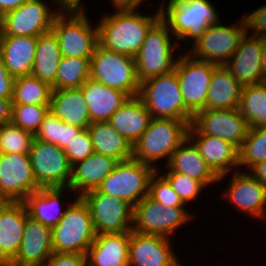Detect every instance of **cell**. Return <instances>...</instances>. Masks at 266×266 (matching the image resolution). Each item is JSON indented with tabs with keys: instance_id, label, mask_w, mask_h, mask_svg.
I'll return each instance as SVG.
<instances>
[{
	"instance_id": "cell-1",
	"label": "cell",
	"mask_w": 266,
	"mask_h": 266,
	"mask_svg": "<svg viewBox=\"0 0 266 266\" xmlns=\"http://www.w3.org/2000/svg\"><path fill=\"white\" fill-rule=\"evenodd\" d=\"M136 11H114L99 20L98 44L105 49L135 57L150 28L161 18L160 7L152 15Z\"/></svg>"
},
{
	"instance_id": "cell-2",
	"label": "cell",
	"mask_w": 266,
	"mask_h": 266,
	"mask_svg": "<svg viewBox=\"0 0 266 266\" xmlns=\"http://www.w3.org/2000/svg\"><path fill=\"white\" fill-rule=\"evenodd\" d=\"M192 120L151 118L148 128L132 146V159L158 170L157 162H169L172 154L188 137ZM157 166V167H156Z\"/></svg>"
},
{
	"instance_id": "cell-3",
	"label": "cell",
	"mask_w": 266,
	"mask_h": 266,
	"mask_svg": "<svg viewBox=\"0 0 266 266\" xmlns=\"http://www.w3.org/2000/svg\"><path fill=\"white\" fill-rule=\"evenodd\" d=\"M209 0H168L159 4L161 18L175 39L195 42L210 25L222 21L215 5Z\"/></svg>"
},
{
	"instance_id": "cell-4",
	"label": "cell",
	"mask_w": 266,
	"mask_h": 266,
	"mask_svg": "<svg viewBox=\"0 0 266 266\" xmlns=\"http://www.w3.org/2000/svg\"><path fill=\"white\" fill-rule=\"evenodd\" d=\"M176 47H178L177 39H174L169 26L160 18L150 28L135 56L139 83L172 72L178 58L174 55Z\"/></svg>"
},
{
	"instance_id": "cell-5",
	"label": "cell",
	"mask_w": 266,
	"mask_h": 266,
	"mask_svg": "<svg viewBox=\"0 0 266 266\" xmlns=\"http://www.w3.org/2000/svg\"><path fill=\"white\" fill-rule=\"evenodd\" d=\"M68 203L65 214L51 229L53 252L86 255L96 237L89 208L77 196Z\"/></svg>"
},
{
	"instance_id": "cell-6",
	"label": "cell",
	"mask_w": 266,
	"mask_h": 266,
	"mask_svg": "<svg viewBox=\"0 0 266 266\" xmlns=\"http://www.w3.org/2000/svg\"><path fill=\"white\" fill-rule=\"evenodd\" d=\"M138 97L152 118L192 120L180 90L178 76L173 70L140 83Z\"/></svg>"
},
{
	"instance_id": "cell-7",
	"label": "cell",
	"mask_w": 266,
	"mask_h": 266,
	"mask_svg": "<svg viewBox=\"0 0 266 266\" xmlns=\"http://www.w3.org/2000/svg\"><path fill=\"white\" fill-rule=\"evenodd\" d=\"M90 62V78L108 87L122 90L130 97L138 96L140 83L135 57L105 49L97 44Z\"/></svg>"
},
{
	"instance_id": "cell-8",
	"label": "cell",
	"mask_w": 266,
	"mask_h": 266,
	"mask_svg": "<svg viewBox=\"0 0 266 266\" xmlns=\"http://www.w3.org/2000/svg\"><path fill=\"white\" fill-rule=\"evenodd\" d=\"M85 14L84 11H70L55 16L51 31L57 37L62 56L92 57L98 44V26L92 27Z\"/></svg>"
},
{
	"instance_id": "cell-9",
	"label": "cell",
	"mask_w": 266,
	"mask_h": 266,
	"mask_svg": "<svg viewBox=\"0 0 266 266\" xmlns=\"http://www.w3.org/2000/svg\"><path fill=\"white\" fill-rule=\"evenodd\" d=\"M238 22L210 25L186 52L193 58L218 66L225 65L238 49L241 38L247 32L244 17Z\"/></svg>"
},
{
	"instance_id": "cell-10",
	"label": "cell",
	"mask_w": 266,
	"mask_h": 266,
	"mask_svg": "<svg viewBox=\"0 0 266 266\" xmlns=\"http://www.w3.org/2000/svg\"><path fill=\"white\" fill-rule=\"evenodd\" d=\"M155 171L150 165L134 159L119 162L97 189L134 207L148 195L149 181Z\"/></svg>"
},
{
	"instance_id": "cell-11",
	"label": "cell",
	"mask_w": 266,
	"mask_h": 266,
	"mask_svg": "<svg viewBox=\"0 0 266 266\" xmlns=\"http://www.w3.org/2000/svg\"><path fill=\"white\" fill-rule=\"evenodd\" d=\"M87 204L96 234L132 231L133 207L118 197L94 189L80 196Z\"/></svg>"
},
{
	"instance_id": "cell-12",
	"label": "cell",
	"mask_w": 266,
	"mask_h": 266,
	"mask_svg": "<svg viewBox=\"0 0 266 266\" xmlns=\"http://www.w3.org/2000/svg\"><path fill=\"white\" fill-rule=\"evenodd\" d=\"M217 66L195 59L184 51L178 55L174 71L178 76L185 106L193 115L205 110L209 84Z\"/></svg>"
},
{
	"instance_id": "cell-13",
	"label": "cell",
	"mask_w": 266,
	"mask_h": 266,
	"mask_svg": "<svg viewBox=\"0 0 266 266\" xmlns=\"http://www.w3.org/2000/svg\"><path fill=\"white\" fill-rule=\"evenodd\" d=\"M191 218L193 219V214L185 207L164 208L147 195L133 207L132 230L171 238L170 235Z\"/></svg>"
},
{
	"instance_id": "cell-14",
	"label": "cell",
	"mask_w": 266,
	"mask_h": 266,
	"mask_svg": "<svg viewBox=\"0 0 266 266\" xmlns=\"http://www.w3.org/2000/svg\"><path fill=\"white\" fill-rule=\"evenodd\" d=\"M28 155L41 188L69 187L72 166L63 149L34 138Z\"/></svg>"
},
{
	"instance_id": "cell-15",
	"label": "cell",
	"mask_w": 266,
	"mask_h": 266,
	"mask_svg": "<svg viewBox=\"0 0 266 266\" xmlns=\"http://www.w3.org/2000/svg\"><path fill=\"white\" fill-rule=\"evenodd\" d=\"M44 0H27L20 7L2 16L3 36L38 37L52 30L55 16L60 12L52 10ZM51 7V8H50Z\"/></svg>"
},
{
	"instance_id": "cell-16",
	"label": "cell",
	"mask_w": 266,
	"mask_h": 266,
	"mask_svg": "<svg viewBox=\"0 0 266 266\" xmlns=\"http://www.w3.org/2000/svg\"><path fill=\"white\" fill-rule=\"evenodd\" d=\"M249 126L238 108L197 112L188 134H208L231 142L238 149L246 138Z\"/></svg>"
},
{
	"instance_id": "cell-17",
	"label": "cell",
	"mask_w": 266,
	"mask_h": 266,
	"mask_svg": "<svg viewBox=\"0 0 266 266\" xmlns=\"http://www.w3.org/2000/svg\"><path fill=\"white\" fill-rule=\"evenodd\" d=\"M0 188L11 202H24L28 195L41 188L29 155L0 153Z\"/></svg>"
},
{
	"instance_id": "cell-18",
	"label": "cell",
	"mask_w": 266,
	"mask_h": 266,
	"mask_svg": "<svg viewBox=\"0 0 266 266\" xmlns=\"http://www.w3.org/2000/svg\"><path fill=\"white\" fill-rule=\"evenodd\" d=\"M234 171L229 186L221 197L235 205L239 211L252 218L264 219L266 215V186L247 171ZM247 213V214H246Z\"/></svg>"
},
{
	"instance_id": "cell-19",
	"label": "cell",
	"mask_w": 266,
	"mask_h": 266,
	"mask_svg": "<svg viewBox=\"0 0 266 266\" xmlns=\"http://www.w3.org/2000/svg\"><path fill=\"white\" fill-rule=\"evenodd\" d=\"M170 238L130 231L129 266H182Z\"/></svg>"
},
{
	"instance_id": "cell-20",
	"label": "cell",
	"mask_w": 266,
	"mask_h": 266,
	"mask_svg": "<svg viewBox=\"0 0 266 266\" xmlns=\"http://www.w3.org/2000/svg\"><path fill=\"white\" fill-rule=\"evenodd\" d=\"M262 40L259 36L245 33L238 49L224 65L244 87L265 82L262 72Z\"/></svg>"
},
{
	"instance_id": "cell-21",
	"label": "cell",
	"mask_w": 266,
	"mask_h": 266,
	"mask_svg": "<svg viewBox=\"0 0 266 266\" xmlns=\"http://www.w3.org/2000/svg\"><path fill=\"white\" fill-rule=\"evenodd\" d=\"M52 253L51 229L28 215L21 247L8 266H42Z\"/></svg>"
},
{
	"instance_id": "cell-22",
	"label": "cell",
	"mask_w": 266,
	"mask_h": 266,
	"mask_svg": "<svg viewBox=\"0 0 266 266\" xmlns=\"http://www.w3.org/2000/svg\"><path fill=\"white\" fill-rule=\"evenodd\" d=\"M188 138L219 176V182L226 179L233 168V171L239 170V149L231 142L208 134H188Z\"/></svg>"
},
{
	"instance_id": "cell-23",
	"label": "cell",
	"mask_w": 266,
	"mask_h": 266,
	"mask_svg": "<svg viewBox=\"0 0 266 266\" xmlns=\"http://www.w3.org/2000/svg\"><path fill=\"white\" fill-rule=\"evenodd\" d=\"M91 123L109 121L111 116L130 98L122 90L108 87L89 78L81 87Z\"/></svg>"
},
{
	"instance_id": "cell-24",
	"label": "cell",
	"mask_w": 266,
	"mask_h": 266,
	"mask_svg": "<svg viewBox=\"0 0 266 266\" xmlns=\"http://www.w3.org/2000/svg\"><path fill=\"white\" fill-rule=\"evenodd\" d=\"M118 163L113 157L93 152L85 160L72 165L69 188L78 194L77 197L97 189Z\"/></svg>"
},
{
	"instance_id": "cell-25",
	"label": "cell",
	"mask_w": 266,
	"mask_h": 266,
	"mask_svg": "<svg viewBox=\"0 0 266 266\" xmlns=\"http://www.w3.org/2000/svg\"><path fill=\"white\" fill-rule=\"evenodd\" d=\"M28 215L24 202H11L0 210V258L7 264L19 252Z\"/></svg>"
},
{
	"instance_id": "cell-26",
	"label": "cell",
	"mask_w": 266,
	"mask_h": 266,
	"mask_svg": "<svg viewBox=\"0 0 266 266\" xmlns=\"http://www.w3.org/2000/svg\"><path fill=\"white\" fill-rule=\"evenodd\" d=\"M130 232L96 234L85 255L86 266H129Z\"/></svg>"
},
{
	"instance_id": "cell-27",
	"label": "cell",
	"mask_w": 266,
	"mask_h": 266,
	"mask_svg": "<svg viewBox=\"0 0 266 266\" xmlns=\"http://www.w3.org/2000/svg\"><path fill=\"white\" fill-rule=\"evenodd\" d=\"M37 40L30 36H2L0 57L14 78L32 73Z\"/></svg>"
},
{
	"instance_id": "cell-28",
	"label": "cell",
	"mask_w": 266,
	"mask_h": 266,
	"mask_svg": "<svg viewBox=\"0 0 266 266\" xmlns=\"http://www.w3.org/2000/svg\"><path fill=\"white\" fill-rule=\"evenodd\" d=\"M168 170L186 174L199 180L206 188L219 182V176L211 169L199 153L195 144L187 137L172 154L167 165Z\"/></svg>"
},
{
	"instance_id": "cell-29",
	"label": "cell",
	"mask_w": 266,
	"mask_h": 266,
	"mask_svg": "<svg viewBox=\"0 0 266 266\" xmlns=\"http://www.w3.org/2000/svg\"><path fill=\"white\" fill-rule=\"evenodd\" d=\"M151 114L142 100L130 97L108 121L132 146L148 128Z\"/></svg>"
},
{
	"instance_id": "cell-30",
	"label": "cell",
	"mask_w": 266,
	"mask_h": 266,
	"mask_svg": "<svg viewBox=\"0 0 266 266\" xmlns=\"http://www.w3.org/2000/svg\"><path fill=\"white\" fill-rule=\"evenodd\" d=\"M65 192H71L72 194L69 187L40 188L31 193L24 201L29 216L52 229L66 212V209H63L61 205Z\"/></svg>"
},
{
	"instance_id": "cell-31",
	"label": "cell",
	"mask_w": 266,
	"mask_h": 266,
	"mask_svg": "<svg viewBox=\"0 0 266 266\" xmlns=\"http://www.w3.org/2000/svg\"><path fill=\"white\" fill-rule=\"evenodd\" d=\"M50 111L65 124L80 129H86L91 124L81 89L52 90Z\"/></svg>"
},
{
	"instance_id": "cell-32",
	"label": "cell",
	"mask_w": 266,
	"mask_h": 266,
	"mask_svg": "<svg viewBox=\"0 0 266 266\" xmlns=\"http://www.w3.org/2000/svg\"><path fill=\"white\" fill-rule=\"evenodd\" d=\"M243 86L224 66H217L212 73L205 109L238 108Z\"/></svg>"
},
{
	"instance_id": "cell-33",
	"label": "cell",
	"mask_w": 266,
	"mask_h": 266,
	"mask_svg": "<svg viewBox=\"0 0 266 266\" xmlns=\"http://www.w3.org/2000/svg\"><path fill=\"white\" fill-rule=\"evenodd\" d=\"M87 130L94 152L113 157L119 162L132 159V145L108 121L93 122Z\"/></svg>"
},
{
	"instance_id": "cell-34",
	"label": "cell",
	"mask_w": 266,
	"mask_h": 266,
	"mask_svg": "<svg viewBox=\"0 0 266 266\" xmlns=\"http://www.w3.org/2000/svg\"><path fill=\"white\" fill-rule=\"evenodd\" d=\"M62 57L57 37L52 31L38 36L31 74L56 90V74Z\"/></svg>"
},
{
	"instance_id": "cell-35",
	"label": "cell",
	"mask_w": 266,
	"mask_h": 266,
	"mask_svg": "<svg viewBox=\"0 0 266 266\" xmlns=\"http://www.w3.org/2000/svg\"><path fill=\"white\" fill-rule=\"evenodd\" d=\"M238 110L249 127L266 126V81L243 87Z\"/></svg>"
},
{
	"instance_id": "cell-36",
	"label": "cell",
	"mask_w": 266,
	"mask_h": 266,
	"mask_svg": "<svg viewBox=\"0 0 266 266\" xmlns=\"http://www.w3.org/2000/svg\"><path fill=\"white\" fill-rule=\"evenodd\" d=\"M52 87L34 75L14 79L12 103L50 105Z\"/></svg>"
},
{
	"instance_id": "cell-37",
	"label": "cell",
	"mask_w": 266,
	"mask_h": 266,
	"mask_svg": "<svg viewBox=\"0 0 266 266\" xmlns=\"http://www.w3.org/2000/svg\"><path fill=\"white\" fill-rule=\"evenodd\" d=\"M90 59L63 56L56 74V89H80L90 78Z\"/></svg>"
},
{
	"instance_id": "cell-38",
	"label": "cell",
	"mask_w": 266,
	"mask_h": 266,
	"mask_svg": "<svg viewBox=\"0 0 266 266\" xmlns=\"http://www.w3.org/2000/svg\"><path fill=\"white\" fill-rule=\"evenodd\" d=\"M266 160V126L249 127L239 148V168L248 171L253 165Z\"/></svg>"
},
{
	"instance_id": "cell-39",
	"label": "cell",
	"mask_w": 266,
	"mask_h": 266,
	"mask_svg": "<svg viewBox=\"0 0 266 266\" xmlns=\"http://www.w3.org/2000/svg\"><path fill=\"white\" fill-rule=\"evenodd\" d=\"M35 136L13 124L0 127V153L28 155Z\"/></svg>"
},
{
	"instance_id": "cell-40",
	"label": "cell",
	"mask_w": 266,
	"mask_h": 266,
	"mask_svg": "<svg viewBox=\"0 0 266 266\" xmlns=\"http://www.w3.org/2000/svg\"><path fill=\"white\" fill-rule=\"evenodd\" d=\"M49 110L50 105L12 103L11 122L35 136Z\"/></svg>"
},
{
	"instance_id": "cell-41",
	"label": "cell",
	"mask_w": 266,
	"mask_h": 266,
	"mask_svg": "<svg viewBox=\"0 0 266 266\" xmlns=\"http://www.w3.org/2000/svg\"><path fill=\"white\" fill-rule=\"evenodd\" d=\"M161 175L168 181L185 205L190 201L199 199L197 197L206 188L199 180L183 173L174 172L173 170H167L165 174L162 172Z\"/></svg>"
},
{
	"instance_id": "cell-42",
	"label": "cell",
	"mask_w": 266,
	"mask_h": 266,
	"mask_svg": "<svg viewBox=\"0 0 266 266\" xmlns=\"http://www.w3.org/2000/svg\"><path fill=\"white\" fill-rule=\"evenodd\" d=\"M156 170L149 181L148 196L165 207H186L168 181Z\"/></svg>"
},
{
	"instance_id": "cell-43",
	"label": "cell",
	"mask_w": 266,
	"mask_h": 266,
	"mask_svg": "<svg viewBox=\"0 0 266 266\" xmlns=\"http://www.w3.org/2000/svg\"><path fill=\"white\" fill-rule=\"evenodd\" d=\"M63 151L71 166L90 156L94 152V149L87 128L81 129L77 136L71 140L69 145L66 146Z\"/></svg>"
},
{
	"instance_id": "cell-44",
	"label": "cell",
	"mask_w": 266,
	"mask_h": 266,
	"mask_svg": "<svg viewBox=\"0 0 266 266\" xmlns=\"http://www.w3.org/2000/svg\"><path fill=\"white\" fill-rule=\"evenodd\" d=\"M62 128L63 121L49 110L35 135V139L54 144L61 148Z\"/></svg>"
},
{
	"instance_id": "cell-45",
	"label": "cell",
	"mask_w": 266,
	"mask_h": 266,
	"mask_svg": "<svg viewBox=\"0 0 266 266\" xmlns=\"http://www.w3.org/2000/svg\"><path fill=\"white\" fill-rule=\"evenodd\" d=\"M247 33L254 36H266V5L258 7L248 15H243ZM251 30L252 32H248Z\"/></svg>"
},
{
	"instance_id": "cell-46",
	"label": "cell",
	"mask_w": 266,
	"mask_h": 266,
	"mask_svg": "<svg viewBox=\"0 0 266 266\" xmlns=\"http://www.w3.org/2000/svg\"><path fill=\"white\" fill-rule=\"evenodd\" d=\"M42 266H86L85 255L53 252Z\"/></svg>"
},
{
	"instance_id": "cell-47",
	"label": "cell",
	"mask_w": 266,
	"mask_h": 266,
	"mask_svg": "<svg viewBox=\"0 0 266 266\" xmlns=\"http://www.w3.org/2000/svg\"><path fill=\"white\" fill-rule=\"evenodd\" d=\"M14 77L6 69L0 57V97L4 99H12Z\"/></svg>"
},
{
	"instance_id": "cell-48",
	"label": "cell",
	"mask_w": 266,
	"mask_h": 266,
	"mask_svg": "<svg viewBox=\"0 0 266 266\" xmlns=\"http://www.w3.org/2000/svg\"><path fill=\"white\" fill-rule=\"evenodd\" d=\"M54 7L57 6L60 12H70V11H84L85 8L82 7L83 3L81 0H51ZM82 5V6H81ZM84 8V9H83Z\"/></svg>"
},
{
	"instance_id": "cell-49",
	"label": "cell",
	"mask_w": 266,
	"mask_h": 266,
	"mask_svg": "<svg viewBox=\"0 0 266 266\" xmlns=\"http://www.w3.org/2000/svg\"><path fill=\"white\" fill-rule=\"evenodd\" d=\"M145 0H110L115 11H136Z\"/></svg>"
},
{
	"instance_id": "cell-50",
	"label": "cell",
	"mask_w": 266,
	"mask_h": 266,
	"mask_svg": "<svg viewBox=\"0 0 266 266\" xmlns=\"http://www.w3.org/2000/svg\"><path fill=\"white\" fill-rule=\"evenodd\" d=\"M80 130L81 129L76 126L65 124L63 122V128L61 134V149H64L66 146H68L71 140L77 136Z\"/></svg>"
},
{
	"instance_id": "cell-51",
	"label": "cell",
	"mask_w": 266,
	"mask_h": 266,
	"mask_svg": "<svg viewBox=\"0 0 266 266\" xmlns=\"http://www.w3.org/2000/svg\"><path fill=\"white\" fill-rule=\"evenodd\" d=\"M12 101L0 97V126L11 122Z\"/></svg>"
},
{
	"instance_id": "cell-52",
	"label": "cell",
	"mask_w": 266,
	"mask_h": 266,
	"mask_svg": "<svg viewBox=\"0 0 266 266\" xmlns=\"http://www.w3.org/2000/svg\"><path fill=\"white\" fill-rule=\"evenodd\" d=\"M248 171L256 180L266 186V160L253 165Z\"/></svg>"
},
{
	"instance_id": "cell-53",
	"label": "cell",
	"mask_w": 266,
	"mask_h": 266,
	"mask_svg": "<svg viewBox=\"0 0 266 266\" xmlns=\"http://www.w3.org/2000/svg\"><path fill=\"white\" fill-rule=\"evenodd\" d=\"M26 1L27 0H0V15L3 16L7 12L15 10Z\"/></svg>"
},
{
	"instance_id": "cell-54",
	"label": "cell",
	"mask_w": 266,
	"mask_h": 266,
	"mask_svg": "<svg viewBox=\"0 0 266 266\" xmlns=\"http://www.w3.org/2000/svg\"><path fill=\"white\" fill-rule=\"evenodd\" d=\"M262 40V72L263 79L266 81V36L261 37Z\"/></svg>"
},
{
	"instance_id": "cell-55",
	"label": "cell",
	"mask_w": 266,
	"mask_h": 266,
	"mask_svg": "<svg viewBox=\"0 0 266 266\" xmlns=\"http://www.w3.org/2000/svg\"><path fill=\"white\" fill-rule=\"evenodd\" d=\"M10 203L11 201L0 188V210L6 208Z\"/></svg>"
},
{
	"instance_id": "cell-56",
	"label": "cell",
	"mask_w": 266,
	"mask_h": 266,
	"mask_svg": "<svg viewBox=\"0 0 266 266\" xmlns=\"http://www.w3.org/2000/svg\"><path fill=\"white\" fill-rule=\"evenodd\" d=\"M2 36H3V21H2V16L0 15V43L2 40Z\"/></svg>"
},
{
	"instance_id": "cell-57",
	"label": "cell",
	"mask_w": 266,
	"mask_h": 266,
	"mask_svg": "<svg viewBox=\"0 0 266 266\" xmlns=\"http://www.w3.org/2000/svg\"><path fill=\"white\" fill-rule=\"evenodd\" d=\"M0 266H8V264L0 258Z\"/></svg>"
}]
</instances>
